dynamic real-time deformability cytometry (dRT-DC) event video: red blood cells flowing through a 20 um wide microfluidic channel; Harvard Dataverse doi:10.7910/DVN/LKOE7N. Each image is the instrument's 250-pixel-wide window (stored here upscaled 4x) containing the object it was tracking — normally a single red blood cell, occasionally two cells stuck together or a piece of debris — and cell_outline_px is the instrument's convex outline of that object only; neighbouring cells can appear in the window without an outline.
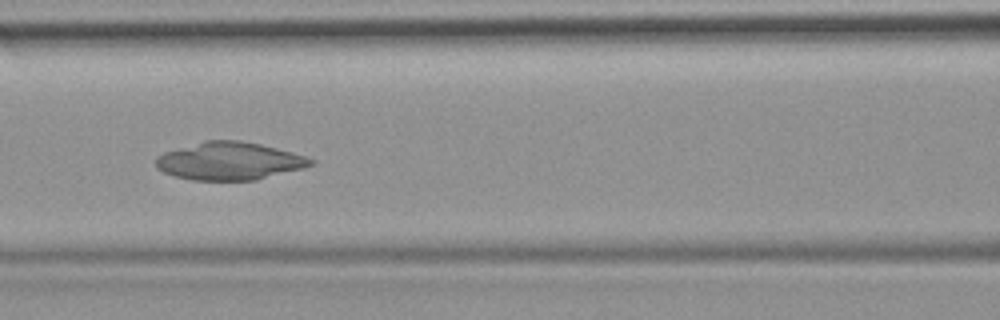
{"species": "common noctule bat (a hibernating species)", "species_latin": "Nyctalus noctula", "temperature_condition": "room temperature", "stored_images_in_passage": 24, "camera_frame_rate_fps": 3000, "um_per_image_px": 0.085, "animal": {"sex": "female", "body_mass_g": 19.9}, "frame": {"image": 1, "passage_image": 8, "time_ms": 2.333, "image_size_px": [1000, 320], "cell_outline_px": [[308, 164], [244, 180], [208, 180], [184, 176], [168, 172], [164, 168], [172, 152], [228, 144], [252, 144], [284, 152]], "centroid_in_image_um": [19.56, 13.79], "position_along_channel_um": 147.0, "area_um2": 26.53}}
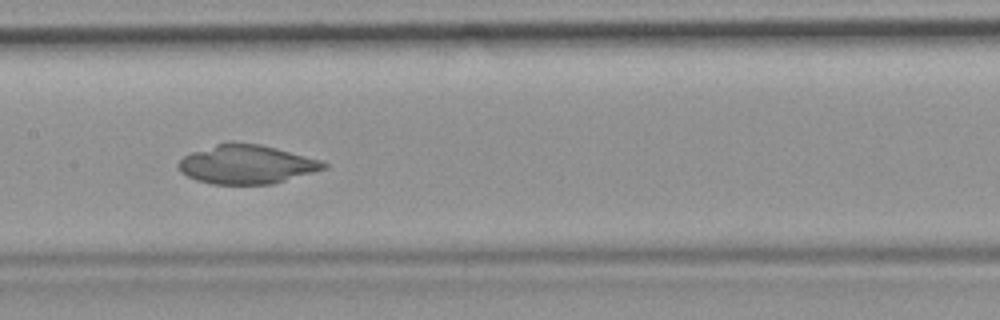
{"frame": {"image": 2, "passage_image": 11, "time_ms": 3.333, "image_size_px": [1000, 320], "cell_outline_px": [[320, 164], [316, 168], [276, 180], [256, 184], [228, 184], [204, 180], [192, 176], [184, 172], [180, 164], [184, 160], [192, 156], [224, 144], [248, 144], [268, 148], [296, 156]], "centroid_in_image_um": [20.79, 14.0], "position_along_channel_um": 186.6, "area_um2": 27.46}}